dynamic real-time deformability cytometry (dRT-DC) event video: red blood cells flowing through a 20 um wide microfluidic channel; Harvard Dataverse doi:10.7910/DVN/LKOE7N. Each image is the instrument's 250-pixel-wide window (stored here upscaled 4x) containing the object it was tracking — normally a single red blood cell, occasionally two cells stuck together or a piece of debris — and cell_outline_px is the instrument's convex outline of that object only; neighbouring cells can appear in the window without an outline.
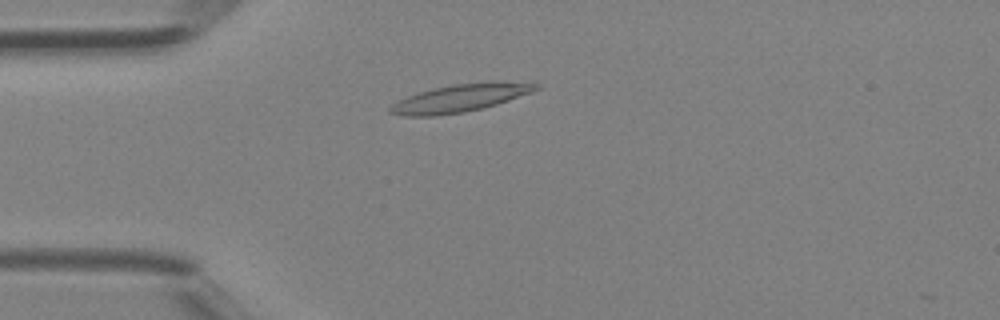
{"species": "Egyptian fruit bat (a non-hibernating species)", "species_latin": "Rousettus aegyptiacus", "temperature_condition": "room temperature", "stored_images_in_passage": 39, "camera_frame_rate_fps": 3000, "um_per_image_px": 0.085, "animal": {"sex": "female"}, "frame": {"image": 1, "passage_image": 8, "time_ms": 2.333, "image_size_px": [1000, 320], "cell_outline_px": [[540, 88], [532, 92], [484, 108], [464, 112], [436, 116], [400, 116], [388, 112], [388, 108], [396, 100], [420, 92], [436, 88], [456, 84], [540, 84]], "centroid_in_image_um": [38.93, 8.41], "position_along_channel_um": 46.1, "area_um2": 22.43}}
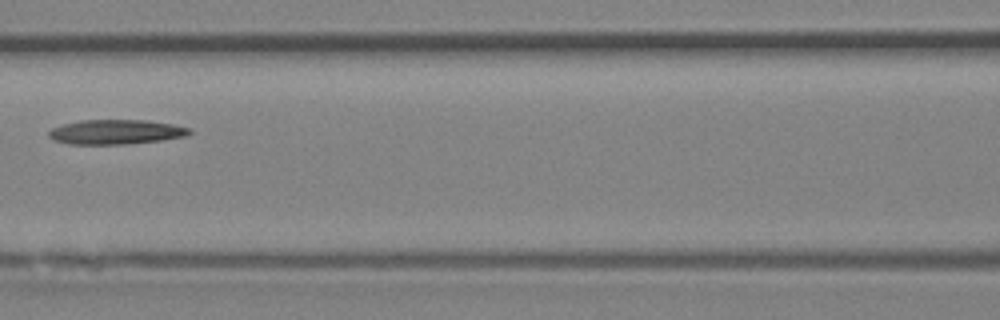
{"frame": {"image": 2, "passage_image": 16, "time_ms": 5.0, "image_size_px": [1000, 320], "cell_outline_px": [[192, 132], [184, 136], [160, 140], [124, 144], [68, 144], [52, 140], [48, 136], [48, 132], [52, 128], [64, 124], [80, 120], [148, 120], [172, 124], [192, 128]], "centroid_in_image_um": [9.83, 11.21], "position_along_channel_um": 156.8, "area_um2": 20.17}}
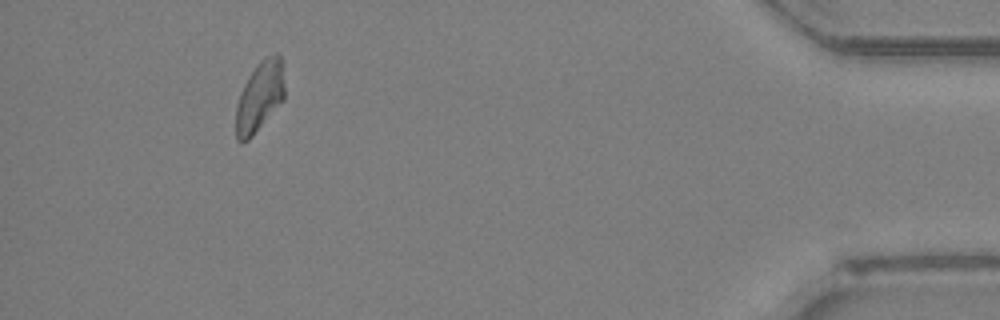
{"frame": {"image": 3, "passage_image": 36, "time_ms": 11.667, "image_size_px": [1000, 320], "cell_outline_px": [[284, 100], [252, 136], [248, 140], [240, 144], [236, 140], [236, 104], [240, 92], [248, 76], [256, 64], [264, 56], [276, 52], [280, 52], [284, 84]], "centroid_in_image_um": [22.06, 8.19], "position_along_channel_um": 413.1, "area_um2": 20.23}}